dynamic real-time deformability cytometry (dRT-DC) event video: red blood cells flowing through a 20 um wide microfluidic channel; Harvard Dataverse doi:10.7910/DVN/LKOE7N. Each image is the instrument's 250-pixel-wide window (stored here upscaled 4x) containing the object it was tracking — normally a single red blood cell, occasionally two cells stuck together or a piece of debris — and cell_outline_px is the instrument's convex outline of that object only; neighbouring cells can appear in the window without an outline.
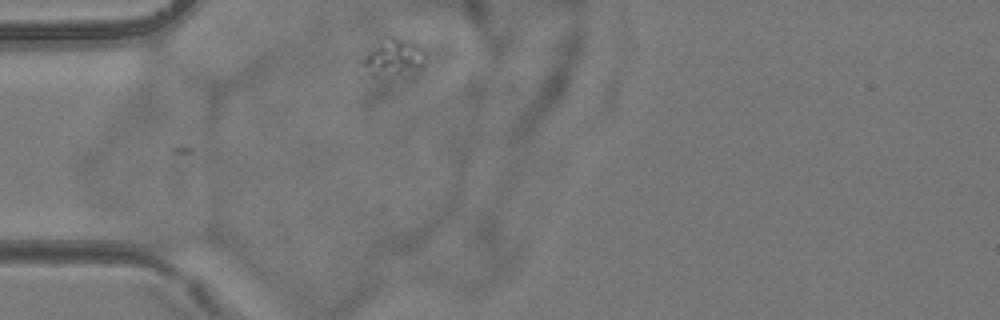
{"species": "common noctule bat (a hibernating species)", "species_latin": "Nyctalus noctula", "temperature_condition": "room temperature", "stored_images_in_passage": 1, "camera_frame_rate_fps": 3000, "um_per_image_px": 0.085, "animal": {"sex": "female", "body_mass_g": 24.6, "forearm_length_mm": 56.2}, "frame": {"image": 1, "passage_image": 1, "time_ms": 0.0, "image_size_px": [1000, 320], "cell_outline_px": [[428, 60], [420, 68], [376, 76], [372, 76], [360, 64], [364, 56], [368, 52], [392, 36], [412, 40], [420, 44], [424, 48]], "centroid_in_image_um": [33.53, 4.84], "position_along_channel_um": 51.5, "area_um2": 13.12}}